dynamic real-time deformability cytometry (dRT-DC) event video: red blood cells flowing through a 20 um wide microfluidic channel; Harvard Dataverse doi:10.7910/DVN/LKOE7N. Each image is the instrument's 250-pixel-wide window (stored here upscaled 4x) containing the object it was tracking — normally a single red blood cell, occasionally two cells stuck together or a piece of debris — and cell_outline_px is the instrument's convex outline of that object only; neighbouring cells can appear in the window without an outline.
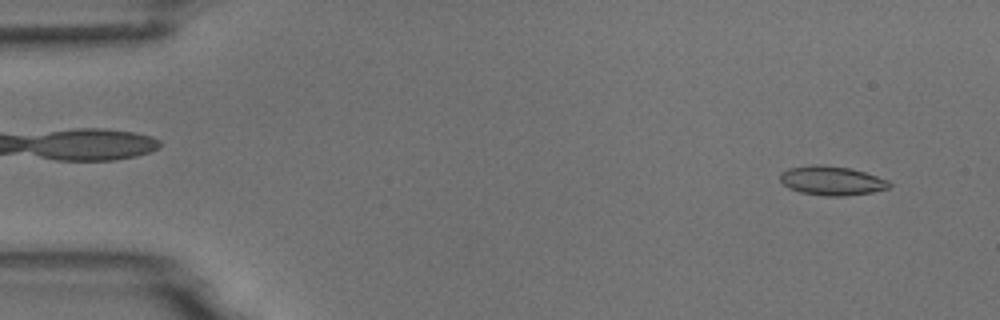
{"species": "common noctule bat (a hibernating species)", "species_latin": "Nyctalus noctula", "temperature_condition": "room temperature", "stored_images_in_passage": 5, "camera_frame_rate_fps": 3000, "um_per_image_px": 0.085, "animal": {"sex": "male", "body_mass_g": 18.8}, "frame": {"image": 1, "passage_image": 5, "time_ms": 4.667, "image_size_px": [1000, 320], "cell_outline_px": [[892, 184], [888, 188], [872, 192], [848, 196], [824, 196], [800, 192], [788, 188], [780, 180], [780, 172], [788, 168], [812, 164], [820, 164], [848, 168], [864, 172], [888, 180]], "centroid_in_image_um": [70.67, 15.36], "position_along_channel_um": 14.3, "area_um2": 18.61}}